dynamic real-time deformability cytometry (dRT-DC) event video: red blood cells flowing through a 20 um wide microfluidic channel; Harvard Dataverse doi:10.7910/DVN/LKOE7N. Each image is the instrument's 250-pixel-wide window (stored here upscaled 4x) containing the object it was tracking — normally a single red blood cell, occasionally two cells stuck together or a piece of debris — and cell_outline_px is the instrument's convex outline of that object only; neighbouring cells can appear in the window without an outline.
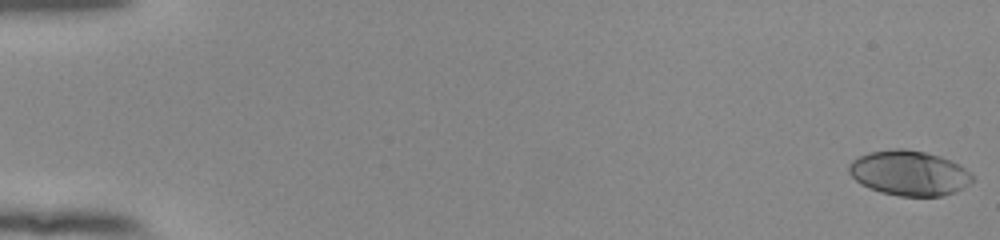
{"species": "human", "species_latin": "Homo sapiens", "temperature_condition": "room temperature", "stored_images_in_passage": 55, "camera_frame_rate_fps": 3000, "um_per_image_px": 0.085, "donor": {"sex": "female"}, "frame": {"image": 1, "passage_image": 1, "time_ms": 0.0, "image_size_px": [1000, 240], "cell_outline_px": [[972, 180], [968, 184], [956, 192], [944, 196], [900, 196], [880, 192], [860, 184], [848, 172], [848, 164], [852, 160], [868, 152], [896, 148], [904, 148], [924, 152], [940, 156], [960, 164], [972, 176]], "centroid_in_image_um": [77.25, 14.71], "position_along_channel_um": 7.7, "area_um2": 32.37}}
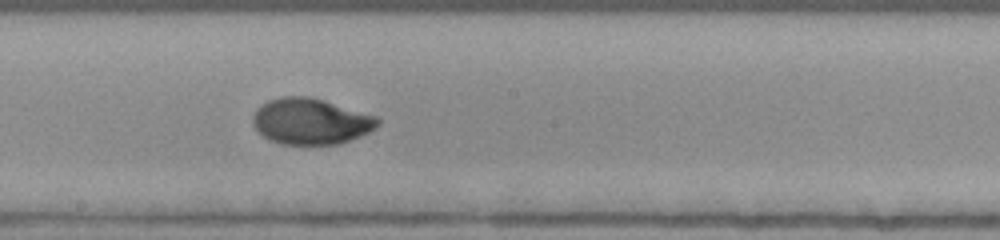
{"frame": {"image": 2, "passage_image": 32, "time_ms": 10.333, "image_size_px": [1000, 240], "cell_outline_px": [[380, 124], [376, 128], [360, 136], [336, 144], [280, 144], [268, 140], [252, 124], [252, 116], [256, 108], [260, 104], [268, 100], [280, 96], [308, 96], [324, 100], [376, 116], [380, 120]], "centroid_in_image_um": [26.38, 10.3], "position_along_channel_um": 221.8, "area_um2": 33.58}}
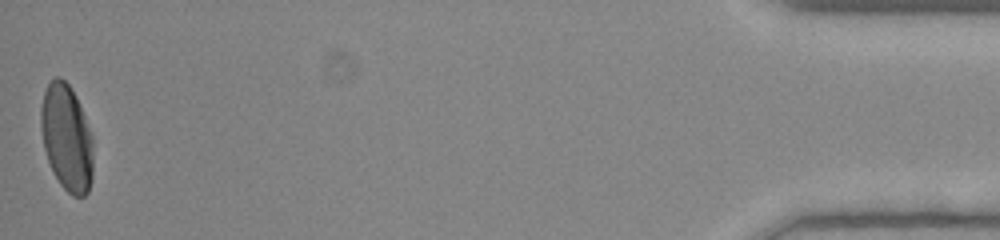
{"frame": {"image": 3, "passage_image": 55, "time_ms": 18.0, "image_size_px": [1000, 240], "cell_outline_px": [[92, 180], [88, 192], [84, 196], [72, 196], [60, 184], [52, 172], [44, 148], [40, 124], [40, 108], [44, 92], [48, 84], [56, 76], [60, 76], [68, 84], [76, 96], [92, 136]], "centroid_in_image_um": [5.65, 11.72], "position_along_channel_um": 429.5, "area_um2": 32.43}, "authors_computed_cell_mechanics": {"area_um2": 32.368, "velocity_mm_per_s": 3.8435, "shape_relaxation_time_tau1_ms": 4.3299, "shape_relaxation_time_tau2_ms": null, "deformation_change_tau1": 0.2061, "deformation_change_tau2": null}}